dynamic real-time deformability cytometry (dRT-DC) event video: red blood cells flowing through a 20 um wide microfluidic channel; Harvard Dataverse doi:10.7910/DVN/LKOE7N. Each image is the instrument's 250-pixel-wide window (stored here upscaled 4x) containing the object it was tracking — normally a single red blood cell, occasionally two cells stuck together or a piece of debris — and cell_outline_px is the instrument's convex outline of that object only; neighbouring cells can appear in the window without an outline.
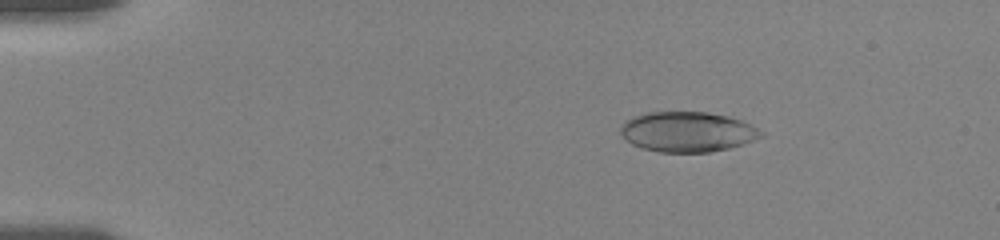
{"species": "human", "species_latin": "Homo sapiens", "temperature_condition": "room temperature", "stored_images_in_passage": 26, "camera_frame_rate_fps": 3000, "um_per_image_px": 0.085, "donor": {"sex": "female"}, "frame": {"image": 1, "passage_image": 8, "time_ms": 3.0, "image_size_px": [1000, 240], "cell_outline_px": [[764, 136], [728, 148], [708, 152], [660, 152], [640, 148], [632, 144], [620, 132], [620, 124], [624, 120], [632, 116], [648, 112], [708, 112], [728, 116], [740, 120], [764, 132]], "centroid_in_image_um": [58.38, 11.19], "position_along_channel_um": 26.6, "area_um2": 32.77}}
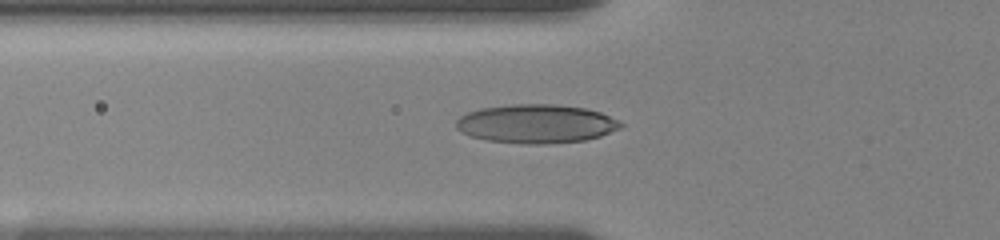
{"frame": {"image": 2, "passage_image": 19, "time_ms": 6.667, "image_size_px": [1000, 240], "cell_outline_px": [[624, 124], [620, 128], [600, 136], [588, 140], [548, 144], [524, 144], [484, 140], [468, 136], [460, 132], [456, 128], [456, 120], [460, 116], [468, 112], [480, 108], [512, 104], [552, 104], [584, 108], [600, 112]], "centroid_in_image_um": [45.53, 10.53], "position_along_channel_um": 80.3, "area_um2": 37.4}}
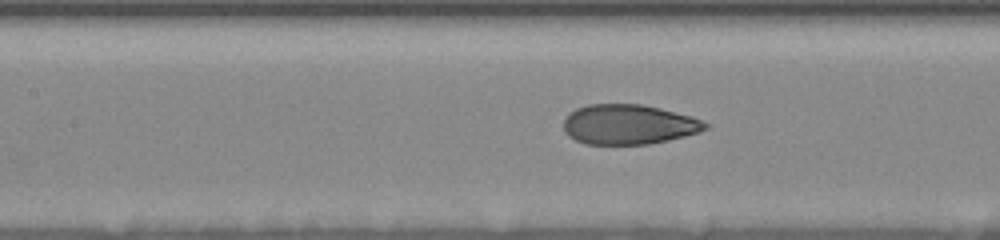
{"frame": {"image": 3, "passage_image": 24, "time_ms": 8.667, "image_size_px": [1000, 240], "cell_outline_px": [[708, 128], [700, 132], [668, 140], [648, 144], [584, 144], [568, 136], [564, 132], [564, 120], [576, 108], [588, 104], [640, 104], [660, 108], [692, 116], [708, 124]], "centroid_in_image_um": [53.43, 10.58], "position_along_channel_um": 154.0, "area_um2": 32.89}}